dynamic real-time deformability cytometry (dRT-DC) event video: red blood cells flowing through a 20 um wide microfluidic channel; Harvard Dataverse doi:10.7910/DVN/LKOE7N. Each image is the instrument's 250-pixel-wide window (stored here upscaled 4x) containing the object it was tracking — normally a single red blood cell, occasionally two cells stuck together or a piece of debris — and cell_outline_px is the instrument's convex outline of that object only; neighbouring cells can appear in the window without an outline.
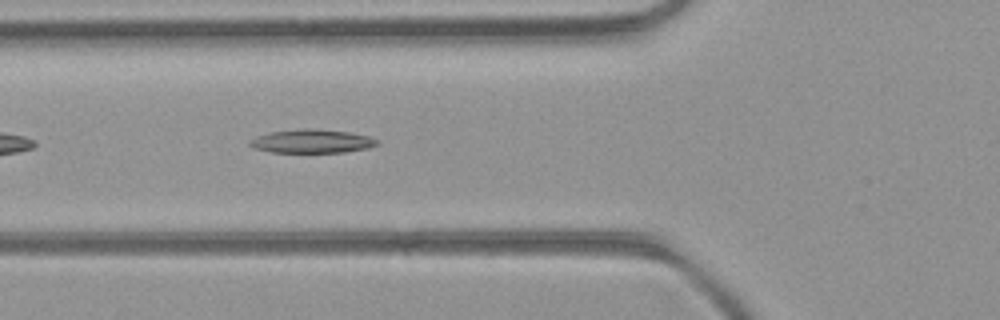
{"species": "common noctule bat (a hibernating species)", "species_latin": "Nyctalus noctula", "temperature_condition": "room temperature", "stored_images_in_passage": 36, "camera_frame_rate_fps": 3000, "um_per_image_px": 0.085, "animal": {"sex": "female", "body_mass_g": 21.9}, "frame": {"image": 1, "passage_image": 5, "time_ms": 1.333, "image_size_px": [1000, 320], "cell_outline_px": [[380, 144], [368, 148], [344, 152], [272, 152], [252, 148], [248, 144], [248, 140], [256, 136], [272, 132], [304, 128], [348, 132], [368, 136], [380, 140]], "centroid_in_image_um": [26.5, 12.01], "position_along_channel_um": 99.3, "area_um2": 17.46}}
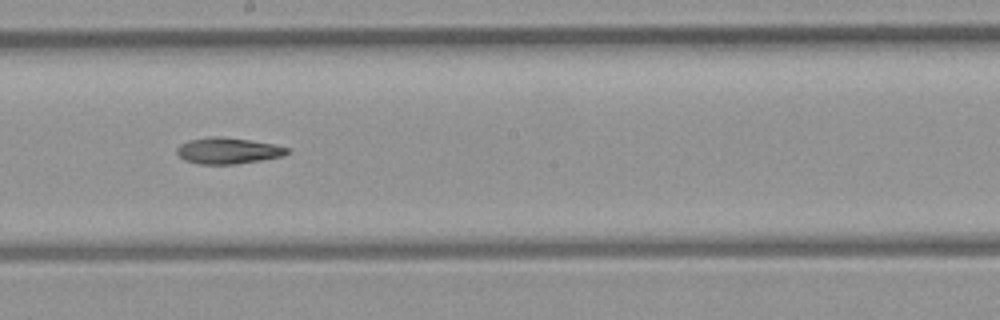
{"frame": {"image": 2, "passage_image": 14, "time_ms": 4.333, "image_size_px": [1000, 320], "cell_outline_px": [[292, 148], [288, 152], [280, 156], [260, 160], [236, 164], [196, 164], [184, 160], [176, 152], [176, 148], [180, 144], [188, 140], [208, 136], [220, 136], [248, 140], [272, 144]], "centroid_in_image_um": [19.32, 12.81], "position_along_channel_um": 228.9, "area_um2": 16.82}}
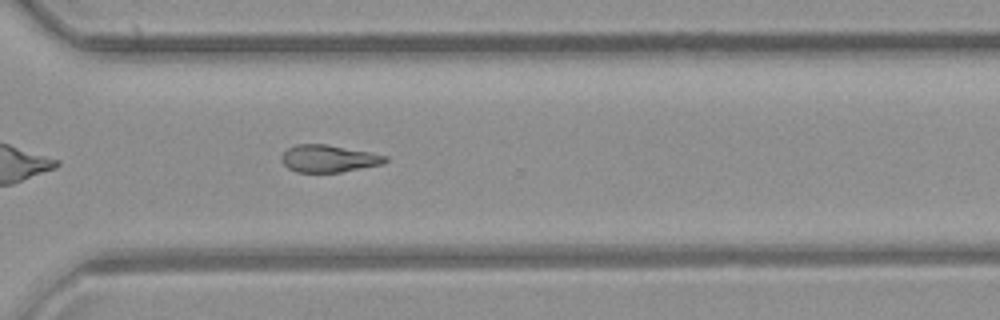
{"frame": {"image": 3, "passage_image": 22, "time_ms": 7.0, "image_size_px": [1000, 320], "cell_outline_px": [[388, 160], [380, 164], [340, 172], [296, 172], [288, 168], [280, 160], [280, 156], [288, 148], [296, 144], [324, 144], [368, 152], [388, 156]], "centroid_in_image_um": [27.87, 13.48], "position_along_channel_um": 342.7, "area_um2": 16.24}}